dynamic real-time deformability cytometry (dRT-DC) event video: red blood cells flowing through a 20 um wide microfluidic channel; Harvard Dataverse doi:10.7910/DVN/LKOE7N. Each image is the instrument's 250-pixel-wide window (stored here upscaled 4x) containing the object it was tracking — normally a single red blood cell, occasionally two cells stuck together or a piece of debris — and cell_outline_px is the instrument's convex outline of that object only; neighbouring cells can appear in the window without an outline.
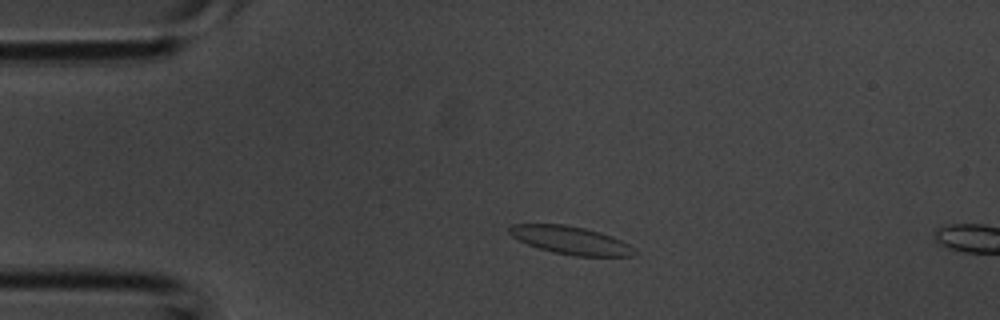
{"species": "common noctule bat (a hibernating species)", "species_latin": "Nyctalus noctula", "temperature_condition": "room temperature", "stored_images_in_passage": 2, "camera_frame_rate_fps": 3000, "um_per_image_px": 0.085, "animal": {"sex": "male", "body_mass_g": 20.1, "forearm_length_mm": 53.5}, "frame": {"image": 1, "passage_image": 1, "time_ms": 0.0, "image_size_px": [1000, 320], "cell_outline_px": [[636, 252], [632, 256], [576, 256], [552, 252], [536, 248], [512, 236], [508, 232], [508, 228], [512, 224], [564, 224], [584, 228], [600, 232], [612, 236], [636, 248]], "centroid_in_image_um": [48.5, 20.42], "position_along_channel_um": 36.5, "area_um2": 20.4}}